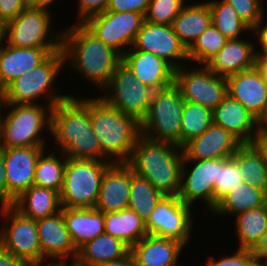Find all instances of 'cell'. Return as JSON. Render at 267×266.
I'll return each instance as SVG.
<instances>
[{"mask_svg":"<svg viewBox=\"0 0 267 266\" xmlns=\"http://www.w3.org/2000/svg\"><path fill=\"white\" fill-rule=\"evenodd\" d=\"M0 216V245L26 266H41L36 220L26 218L11 205H0Z\"/></svg>","mask_w":267,"mask_h":266,"instance_id":"obj_11","label":"cell"},{"mask_svg":"<svg viewBox=\"0 0 267 266\" xmlns=\"http://www.w3.org/2000/svg\"><path fill=\"white\" fill-rule=\"evenodd\" d=\"M62 50L65 69H73L100 92L108 85L115 68L122 61L119 53L105 45L83 24L74 23L64 28Z\"/></svg>","mask_w":267,"mask_h":266,"instance_id":"obj_2","label":"cell"},{"mask_svg":"<svg viewBox=\"0 0 267 266\" xmlns=\"http://www.w3.org/2000/svg\"><path fill=\"white\" fill-rule=\"evenodd\" d=\"M229 3L238 14L239 18L251 29L255 28L264 20L267 8L264 6V0H223Z\"/></svg>","mask_w":267,"mask_h":266,"instance_id":"obj_42","label":"cell"},{"mask_svg":"<svg viewBox=\"0 0 267 266\" xmlns=\"http://www.w3.org/2000/svg\"><path fill=\"white\" fill-rule=\"evenodd\" d=\"M211 11L212 25L215 26L228 40L245 37L252 29L244 23L235 9L223 0H208ZM243 36V37H242Z\"/></svg>","mask_w":267,"mask_h":266,"instance_id":"obj_36","label":"cell"},{"mask_svg":"<svg viewBox=\"0 0 267 266\" xmlns=\"http://www.w3.org/2000/svg\"><path fill=\"white\" fill-rule=\"evenodd\" d=\"M262 206H264V191L241 182L216 204L211 215L234 217L241 212Z\"/></svg>","mask_w":267,"mask_h":266,"instance_id":"obj_32","label":"cell"},{"mask_svg":"<svg viewBox=\"0 0 267 266\" xmlns=\"http://www.w3.org/2000/svg\"><path fill=\"white\" fill-rule=\"evenodd\" d=\"M122 61L143 85L151 87L155 91L174 84L175 69L153 53L128 50L122 56Z\"/></svg>","mask_w":267,"mask_h":266,"instance_id":"obj_22","label":"cell"},{"mask_svg":"<svg viewBox=\"0 0 267 266\" xmlns=\"http://www.w3.org/2000/svg\"><path fill=\"white\" fill-rule=\"evenodd\" d=\"M185 100L173 84L156 90L148 112L140 123L141 134L151 140L180 146V131Z\"/></svg>","mask_w":267,"mask_h":266,"instance_id":"obj_8","label":"cell"},{"mask_svg":"<svg viewBox=\"0 0 267 266\" xmlns=\"http://www.w3.org/2000/svg\"><path fill=\"white\" fill-rule=\"evenodd\" d=\"M48 146L3 148L7 181V205L33 186L38 157Z\"/></svg>","mask_w":267,"mask_h":266,"instance_id":"obj_17","label":"cell"},{"mask_svg":"<svg viewBox=\"0 0 267 266\" xmlns=\"http://www.w3.org/2000/svg\"><path fill=\"white\" fill-rule=\"evenodd\" d=\"M0 266H26V265L0 245Z\"/></svg>","mask_w":267,"mask_h":266,"instance_id":"obj_49","label":"cell"},{"mask_svg":"<svg viewBox=\"0 0 267 266\" xmlns=\"http://www.w3.org/2000/svg\"><path fill=\"white\" fill-rule=\"evenodd\" d=\"M5 109L8 112L3 120V148L48 145L44 132L51 135L52 107L43 103L6 104Z\"/></svg>","mask_w":267,"mask_h":266,"instance_id":"obj_6","label":"cell"},{"mask_svg":"<svg viewBox=\"0 0 267 266\" xmlns=\"http://www.w3.org/2000/svg\"><path fill=\"white\" fill-rule=\"evenodd\" d=\"M255 266H267L263 261L261 260H257L256 263H255Z\"/></svg>","mask_w":267,"mask_h":266,"instance_id":"obj_58","label":"cell"},{"mask_svg":"<svg viewBox=\"0 0 267 266\" xmlns=\"http://www.w3.org/2000/svg\"><path fill=\"white\" fill-rule=\"evenodd\" d=\"M64 67L65 58L63 50L61 49L51 54L38 67L12 81L0 93L5 104L41 105L40 101L45 99L42 103L53 108L57 103L70 96L69 93L61 94V92H57L54 88L56 81L59 79L57 77H59V74L63 73L62 70L65 69Z\"/></svg>","mask_w":267,"mask_h":266,"instance_id":"obj_5","label":"cell"},{"mask_svg":"<svg viewBox=\"0 0 267 266\" xmlns=\"http://www.w3.org/2000/svg\"><path fill=\"white\" fill-rule=\"evenodd\" d=\"M76 3L78 16L75 24H84L89 18L104 13L109 0H78Z\"/></svg>","mask_w":267,"mask_h":266,"instance_id":"obj_44","label":"cell"},{"mask_svg":"<svg viewBox=\"0 0 267 266\" xmlns=\"http://www.w3.org/2000/svg\"><path fill=\"white\" fill-rule=\"evenodd\" d=\"M257 133H267V109L265 114L258 120Z\"/></svg>","mask_w":267,"mask_h":266,"instance_id":"obj_56","label":"cell"},{"mask_svg":"<svg viewBox=\"0 0 267 266\" xmlns=\"http://www.w3.org/2000/svg\"><path fill=\"white\" fill-rule=\"evenodd\" d=\"M51 11L28 5L5 25L6 43L20 48H62L63 28L52 29Z\"/></svg>","mask_w":267,"mask_h":266,"instance_id":"obj_9","label":"cell"},{"mask_svg":"<svg viewBox=\"0 0 267 266\" xmlns=\"http://www.w3.org/2000/svg\"><path fill=\"white\" fill-rule=\"evenodd\" d=\"M102 91L99 97L105 103L134 117L139 123L145 118L155 92L143 85L123 61L117 65L112 79Z\"/></svg>","mask_w":267,"mask_h":266,"instance_id":"obj_10","label":"cell"},{"mask_svg":"<svg viewBox=\"0 0 267 266\" xmlns=\"http://www.w3.org/2000/svg\"><path fill=\"white\" fill-rule=\"evenodd\" d=\"M193 210L192 206L185 204L178 196H163L145 222L147 234L173 239L184 246L189 245L194 232L192 229L195 228Z\"/></svg>","mask_w":267,"mask_h":266,"instance_id":"obj_12","label":"cell"},{"mask_svg":"<svg viewBox=\"0 0 267 266\" xmlns=\"http://www.w3.org/2000/svg\"><path fill=\"white\" fill-rule=\"evenodd\" d=\"M227 94L259 120L267 109V81L254 66L226 78Z\"/></svg>","mask_w":267,"mask_h":266,"instance_id":"obj_20","label":"cell"},{"mask_svg":"<svg viewBox=\"0 0 267 266\" xmlns=\"http://www.w3.org/2000/svg\"><path fill=\"white\" fill-rule=\"evenodd\" d=\"M44 266H63V263L62 264H49V263H47Z\"/></svg>","mask_w":267,"mask_h":266,"instance_id":"obj_61","label":"cell"},{"mask_svg":"<svg viewBox=\"0 0 267 266\" xmlns=\"http://www.w3.org/2000/svg\"><path fill=\"white\" fill-rule=\"evenodd\" d=\"M110 161L66 159L64 180L60 191L63 208H94L101 182Z\"/></svg>","mask_w":267,"mask_h":266,"instance_id":"obj_7","label":"cell"},{"mask_svg":"<svg viewBox=\"0 0 267 266\" xmlns=\"http://www.w3.org/2000/svg\"><path fill=\"white\" fill-rule=\"evenodd\" d=\"M255 39V53L256 55H267V21L262 20L250 33ZM255 37V38H254ZM259 46V48H257ZM258 49V50H257ZM260 49V50H259Z\"/></svg>","mask_w":267,"mask_h":266,"instance_id":"obj_47","label":"cell"},{"mask_svg":"<svg viewBox=\"0 0 267 266\" xmlns=\"http://www.w3.org/2000/svg\"><path fill=\"white\" fill-rule=\"evenodd\" d=\"M66 229L78 250L86 242L104 233V213L94 208L61 209Z\"/></svg>","mask_w":267,"mask_h":266,"instance_id":"obj_27","label":"cell"},{"mask_svg":"<svg viewBox=\"0 0 267 266\" xmlns=\"http://www.w3.org/2000/svg\"><path fill=\"white\" fill-rule=\"evenodd\" d=\"M264 206L267 208V189L264 192Z\"/></svg>","mask_w":267,"mask_h":266,"instance_id":"obj_59","label":"cell"},{"mask_svg":"<svg viewBox=\"0 0 267 266\" xmlns=\"http://www.w3.org/2000/svg\"><path fill=\"white\" fill-rule=\"evenodd\" d=\"M252 252L259 260H261L267 254V230Z\"/></svg>","mask_w":267,"mask_h":266,"instance_id":"obj_52","label":"cell"},{"mask_svg":"<svg viewBox=\"0 0 267 266\" xmlns=\"http://www.w3.org/2000/svg\"><path fill=\"white\" fill-rule=\"evenodd\" d=\"M28 5V0H0V21L6 25L15 19Z\"/></svg>","mask_w":267,"mask_h":266,"instance_id":"obj_46","label":"cell"},{"mask_svg":"<svg viewBox=\"0 0 267 266\" xmlns=\"http://www.w3.org/2000/svg\"><path fill=\"white\" fill-rule=\"evenodd\" d=\"M11 206L32 220L53 216L62 209L59 192L36 185L23 192Z\"/></svg>","mask_w":267,"mask_h":266,"instance_id":"obj_28","label":"cell"},{"mask_svg":"<svg viewBox=\"0 0 267 266\" xmlns=\"http://www.w3.org/2000/svg\"><path fill=\"white\" fill-rule=\"evenodd\" d=\"M216 184L217 159L183 160L178 197L185 204L193 207L199 200L212 212Z\"/></svg>","mask_w":267,"mask_h":266,"instance_id":"obj_15","label":"cell"},{"mask_svg":"<svg viewBox=\"0 0 267 266\" xmlns=\"http://www.w3.org/2000/svg\"><path fill=\"white\" fill-rule=\"evenodd\" d=\"M6 104L3 100L2 95L0 94V146H1V140H2V131H3V120H4V115ZM4 111V112H3Z\"/></svg>","mask_w":267,"mask_h":266,"instance_id":"obj_55","label":"cell"},{"mask_svg":"<svg viewBox=\"0 0 267 266\" xmlns=\"http://www.w3.org/2000/svg\"><path fill=\"white\" fill-rule=\"evenodd\" d=\"M77 97L72 93L52 108L53 149L70 159L102 161L101 146L90 120V97Z\"/></svg>","mask_w":267,"mask_h":266,"instance_id":"obj_1","label":"cell"},{"mask_svg":"<svg viewBox=\"0 0 267 266\" xmlns=\"http://www.w3.org/2000/svg\"><path fill=\"white\" fill-rule=\"evenodd\" d=\"M189 0H150L144 20L154 24L172 25Z\"/></svg>","mask_w":267,"mask_h":266,"instance_id":"obj_41","label":"cell"},{"mask_svg":"<svg viewBox=\"0 0 267 266\" xmlns=\"http://www.w3.org/2000/svg\"><path fill=\"white\" fill-rule=\"evenodd\" d=\"M212 24L208 2L186 3L174 19L172 27L188 50L196 39Z\"/></svg>","mask_w":267,"mask_h":266,"instance_id":"obj_29","label":"cell"},{"mask_svg":"<svg viewBox=\"0 0 267 266\" xmlns=\"http://www.w3.org/2000/svg\"><path fill=\"white\" fill-rule=\"evenodd\" d=\"M243 182L238 164L229 158L217 159V184L214 186V208L216 204L239 183Z\"/></svg>","mask_w":267,"mask_h":266,"instance_id":"obj_40","label":"cell"},{"mask_svg":"<svg viewBox=\"0 0 267 266\" xmlns=\"http://www.w3.org/2000/svg\"><path fill=\"white\" fill-rule=\"evenodd\" d=\"M189 66L187 64L175 70L174 85L185 101L213 111L227 94L226 78L212 73L205 65Z\"/></svg>","mask_w":267,"mask_h":266,"instance_id":"obj_13","label":"cell"},{"mask_svg":"<svg viewBox=\"0 0 267 266\" xmlns=\"http://www.w3.org/2000/svg\"><path fill=\"white\" fill-rule=\"evenodd\" d=\"M97 266H137L135 259L131 252H129L123 258L101 263Z\"/></svg>","mask_w":267,"mask_h":266,"instance_id":"obj_51","label":"cell"},{"mask_svg":"<svg viewBox=\"0 0 267 266\" xmlns=\"http://www.w3.org/2000/svg\"><path fill=\"white\" fill-rule=\"evenodd\" d=\"M131 168L127 163H112L105 171L95 208L103 213L127 209Z\"/></svg>","mask_w":267,"mask_h":266,"instance_id":"obj_23","label":"cell"},{"mask_svg":"<svg viewBox=\"0 0 267 266\" xmlns=\"http://www.w3.org/2000/svg\"><path fill=\"white\" fill-rule=\"evenodd\" d=\"M235 217V237L237 249L253 250L267 230V208L265 206L237 214Z\"/></svg>","mask_w":267,"mask_h":266,"instance_id":"obj_33","label":"cell"},{"mask_svg":"<svg viewBox=\"0 0 267 266\" xmlns=\"http://www.w3.org/2000/svg\"><path fill=\"white\" fill-rule=\"evenodd\" d=\"M143 22L144 15L137 12L105 11L89 18L83 25L123 56L133 46Z\"/></svg>","mask_w":267,"mask_h":266,"instance_id":"obj_14","label":"cell"},{"mask_svg":"<svg viewBox=\"0 0 267 266\" xmlns=\"http://www.w3.org/2000/svg\"><path fill=\"white\" fill-rule=\"evenodd\" d=\"M60 153L56 150L47 152L45 149L40 154L35 166L33 185L53 189L60 193L67 159L62 152Z\"/></svg>","mask_w":267,"mask_h":266,"instance_id":"obj_35","label":"cell"},{"mask_svg":"<svg viewBox=\"0 0 267 266\" xmlns=\"http://www.w3.org/2000/svg\"><path fill=\"white\" fill-rule=\"evenodd\" d=\"M129 252L130 247L121 239L104 232L78 249L75 263L78 266H97L104 262L123 258Z\"/></svg>","mask_w":267,"mask_h":266,"instance_id":"obj_30","label":"cell"},{"mask_svg":"<svg viewBox=\"0 0 267 266\" xmlns=\"http://www.w3.org/2000/svg\"><path fill=\"white\" fill-rule=\"evenodd\" d=\"M163 195L158 192L147 178L131 169V186L128 208L136 212L145 222Z\"/></svg>","mask_w":267,"mask_h":266,"instance_id":"obj_37","label":"cell"},{"mask_svg":"<svg viewBox=\"0 0 267 266\" xmlns=\"http://www.w3.org/2000/svg\"><path fill=\"white\" fill-rule=\"evenodd\" d=\"M213 123L212 111L200 104L185 101L180 131V147L200 136Z\"/></svg>","mask_w":267,"mask_h":266,"instance_id":"obj_38","label":"cell"},{"mask_svg":"<svg viewBox=\"0 0 267 266\" xmlns=\"http://www.w3.org/2000/svg\"><path fill=\"white\" fill-rule=\"evenodd\" d=\"M244 39V40H243ZM227 40L205 66L214 74L227 78L255 66V42L248 38Z\"/></svg>","mask_w":267,"mask_h":266,"instance_id":"obj_24","label":"cell"},{"mask_svg":"<svg viewBox=\"0 0 267 266\" xmlns=\"http://www.w3.org/2000/svg\"><path fill=\"white\" fill-rule=\"evenodd\" d=\"M105 233L121 239L130 248L147 235L145 221L133 210L104 213Z\"/></svg>","mask_w":267,"mask_h":266,"instance_id":"obj_31","label":"cell"},{"mask_svg":"<svg viewBox=\"0 0 267 266\" xmlns=\"http://www.w3.org/2000/svg\"><path fill=\"white\" fill-rule=\"evenodd\" d=\"M0 205H7V181L2 146H0Z\"/></svg>","mask_w":267,"mask_h":266,"instance_id":"obj_48","label":"cell"},{"mask_svg":"<svg viewBox=\"0 0 267 266\" xmlns=\"http://www.w3.org/2000/svg\"><path fill=\"white\" fill-rule=\"evenodd\" d=\"M267 265V254L261 259Z\"/></svg>","mask_w":267,"mask_h":266,"instance_id":"obj_62","label":"cell"},{"mask_svg":"<svg viewBox=\"0 0 267 266\" xmlns=\"http://www.w3.org/2000/svg\"><path fill=\"white\" fill-rule=\"evenodd\" d=\"M213 123L231 132L242 143H252L258 131V120L244 105L226 94L212 111Z\"/></svg>","mask_w":267,"mask_h":266,"instance_id":"obj_25","label":"cell"},{"mask_svg":"<svg viewBox=\"0 0 267 266\" xmlns=\"http://www.w3.org/2000/svg\"><path fill=\"white\" fill-rule=\"evenodd\" d=\"M90 120L101 146L102 161L127 163L141 135L140 123L108 105L98 95L90 98Z\"/></svg>","mask_w":267,"mask_h":266,"instance_id":"obj_4","label":"cell"},{"mask_svg":"<svg viewBox=\"0 0 267 266\" xmlns=\"http://www.w3.org/2000/svg\"><path fill=\"white\" fill-rule=\"evenodd\" d=\"M129 50L153 53L175 70L184 66V62L185 65L189 62L188 50L174 33L172 25L154 24L144 20Z\"/></svg>","mask_w":267,"mask_h":266,"instance_id":"obj_16","label":"cell"},{"mask_svg":"<svg viewBox=\"0 0 267 266\" xmlns=\"http://www.w3.org/2000/svg\"><path fill=\"white\" fill-rule=\"evenodd\" d=\"M150 0H109L106 11L137 12L145 15Z\"/></svg>","mask_w":267,"mask_h":266,"instance_id":"obj_45","label":"cell"},{"mask_svg":"<svg viewBox=\"0 0 267 266\" xmlns=\"http://www.w3.org/2000/svg\"><path fill=\"white\" fill-rule=\"evenodd\" d=\"M252 143L260 151L263 160L267 165V133H256Z\"/></svg>","mask_w":267,"mask_h":266,"instance_id":"obj_50","label":"cell"},{"mask_svg":"<svg viewBox=\"0 0 267 266\" xmlns=\"http://www.w3.org/2000/svg\"><path fill=\"white\" fill-rule=\"evenodd\" d=\"M242 173L243 182L265 192L267 189V165L253 143H243L232 155Z\"/></svg>","mask_w":267,"mask_h":266,"instance_id":"obj_34","label":"cell"},{"mask_svg":"<svg viewBox=\"0 0 267 266\" xmlns=\"http://www.w3.org/2000/svg\"><path fill=\"white\" fill-rule=\"evenodd\" d=\"M127 164L136 174L147 178L163 196H178L183 165L182 147L151 140L141 134Z\"/></svg>","mask_w":267,"mask_h":266,"instance_id":"obj_3","label":"cell"},{"mask_svg":"<svg viewBox=\"0 0 267 266\" xmlns=\"http://www.w3.org/2000/svg\"><path fill=\"white\" fill-rule=\"evenodd\" d=\"M62 48H20L7 43L0 50V93L16 78L38 67Z\"/></svg>","mask_w":267,"mask_h":266,"instance_id":"obj_21","label":"cell"},{"mask_svg":"<svg viewBox=\"0 0 267 266\" xmlns=\"http://www.w3.org/2000/svg\"><path fill=\"white\" fill-rule=\"evenodd\" d=\"M184 248L179 241L147 234L130 252L137 266H183L179 257Z\"/></svg>","mask_w":267,"mask_h":266,"instance_id":"obj_26","label":"cell"},{"mask_svg":"<svg viewBox=\"0 0 267 266\" xmlns=\"http://www.w3.org/2000/svg\"><path fill=\"white\" fill-rule=\"evenodd\" d=\"M39 244L41 247V266L48 259L49 264L75 262L78 250L66 229L62 212L36 220ZM54 261V262H53Z\"/></svg>","mask_w":267,"mask_h":266,"instance_id":"obj_18","label":"cell"},{"mask_svg":"<svg viewBox=\"0 0 267 266\" xmlns=\"http://www.w3.org/2000/svg\"><path fill=\"white\" fill-rule=\"evenodd\" d=\"M57 1L58 0H28V3L30 6L33 7L45 8L50 10L51 6H55Z\"/></svg>","mask_w":267,"mask_h":266,"instance_id":"obj_54","label":"cell"},{"mask_svg":"<svg viewBox=\"0 0 267 266\" xmlns=\"http://www.w3.org/2000/svg\"><path fill=\"white\" fill-rule=\"evenodd\" d=\"M227 38L212 24L188 49V59L195 64L205 65L226 44Z\"/></svg>","mask_w":267,"mask_h":266,"instance_id":"obj_39","label":"cell"},{"mask_svg":"<svg viewBox=\"0 0 267 266\" xmlns=\"http://www.w3.org/2000/svg\"><path fill=\"white\" fill-rule=\"evenodd\" d=\"M255 67L267 81V55H256Z\"/></svg>","mask_w":267,"mask_h":266,"instance_id":"obj_53","label":"cell"},{"mask_svg":"<svg viewBox=\"0 0 267 266\" xmlns=\"http://www.w3.org/2000/svg\"><path fill=\"white\" fill-rule=\"evenodd\" d=\"M242 144L231 132L212 123L200 136L182 146L183 160L229 158Z\"/></svg>","mask_w":267,"mask_h":266,"instance_id":"obj_19","label":"cell"},{"mask_svg":"<svg viewBox=\"0 0 267 266\" xmlns=\"http://www.w3.org/2000/svg\"><path fill=\"white\" fill-rule=\"evenodd\" d=\"M63 266H78L75 262L63 263Z\"/></svg>","mask_w":267,"mask_h":266,"instance_id":"obj_60","label":"cell"},{"mask_svg":"<svg viewBox=\"0 0 267 266\" xmlns=\"http://www.w3.org/2000/svg\"><path fill=\"white\" fill-rule=\"evenodd\" d=\"M208 260L205 261V266H255L258 258L254 255L252 250L236 249L229 255H224L221 258H216L209 255Z\"/></svg>","mask_w":267,"mask_h":266,"instance_id":"obj_43","label":"cell"},{"mask_svg":"<svg viewBox=\"0 0 267 266\" xmlns=\"http://www.w3.org/2000/svg\"><path fill=\"white\" fill-rule=\"evenodd\" d=\"M6 42L5 40V24L0 21V50Z\"/></svg>","mask_w":267,"mask_h":266,"instance_id":"obj_57","label":"cell"}]
</instances>
